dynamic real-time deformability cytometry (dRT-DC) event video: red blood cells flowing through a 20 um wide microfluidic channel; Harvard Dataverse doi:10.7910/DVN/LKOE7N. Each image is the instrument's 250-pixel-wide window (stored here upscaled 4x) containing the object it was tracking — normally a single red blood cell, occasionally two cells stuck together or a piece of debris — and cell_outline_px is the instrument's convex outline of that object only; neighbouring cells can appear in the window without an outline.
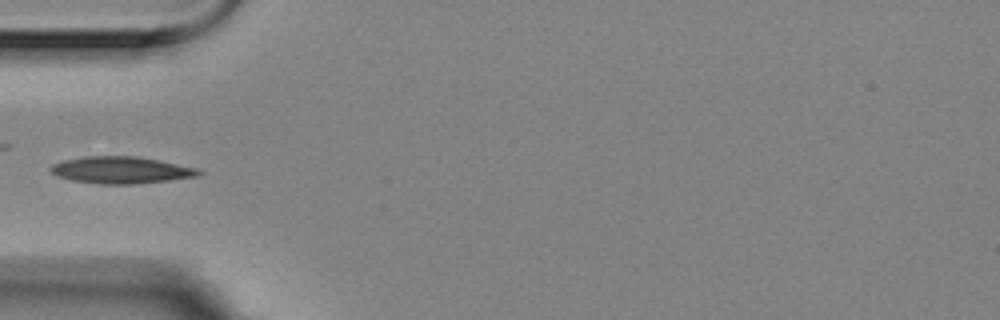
{"species": "Egyptian fruit bat (a non-hibernating species)", "species_latin": "Rousettus aegyptiacus", "temperature_condition": "room temperature", "stored_images_in_passage": 10, "camera_frame_rate_fps": 3000, "um_per_image_px": 0.085, "animal": {"sex": "female"}, "frame": {"image": 1, "passage_image": 5, "time_ms": 1.333, "image_size_px": [1000, 320], "cell_outline_px": [[204, 172], [200, 176], [136, 184], [100, 184], [72, 180], [56, 176], [48, 168], [52, 164], [64, 160], [84, 156], [136, 156], [196, 168]], "centroid_in_image_um": [10.26, 14.46], "position_along_channel_um": 74.7, "area_um2": 23.12}}
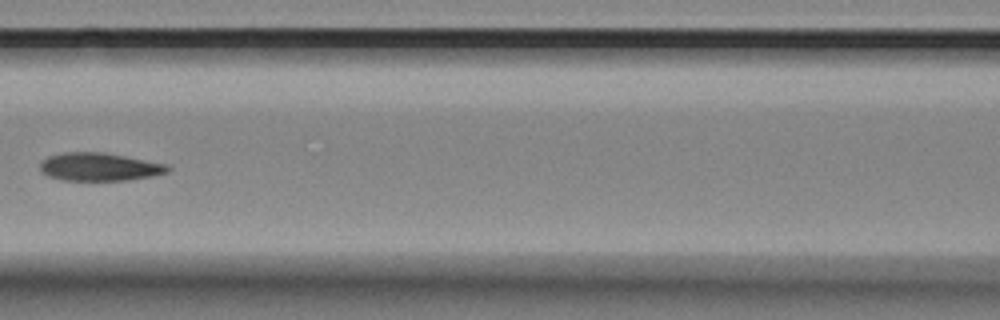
{"frame": {"image": 2, "passage_image": 7, "time_ms": 2.0, "image_size_px": [1000, 320], "cell_outline_px": [[172, 168], [168, 172], [152, 176], [128, 180], [60, 180], [48, 176], [40, 172], [40, 160], [48, 156], [64, 152], [104, 152], [168, 164]], "centroid_in_image_um": [8.43, 14.18], "position_along_channel_um": 158.2, "area_um2": 21.1}}
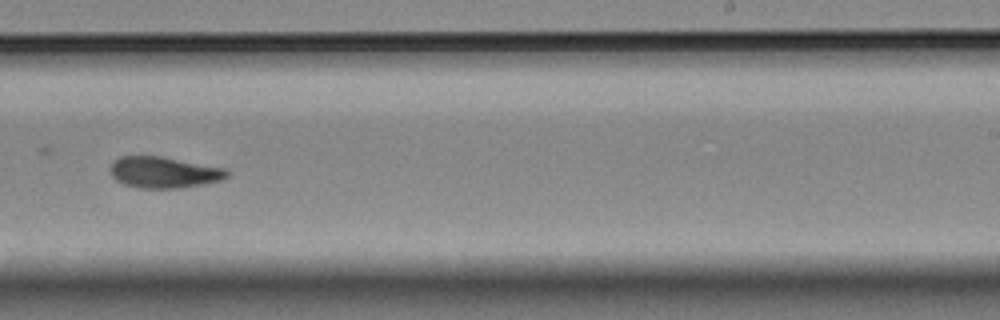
{"frame": {"image": 3, "passage_image": 10, "time_ms": 3.0, "image_size_px": [1000, 320], "cell_outline_px": [[228, 176], [224, 180], [204, 184], [180, 188], [140, 188], [124, 184], [116, 180], [112, 176], [108, 168], [112, 160], [120, 156], [160, 156], [224, 168], [228, 172]], "centroid_in_image_um": [13.89, 14.65], "position_along_channel_um": 275.1, "area_um2": 21.39}}